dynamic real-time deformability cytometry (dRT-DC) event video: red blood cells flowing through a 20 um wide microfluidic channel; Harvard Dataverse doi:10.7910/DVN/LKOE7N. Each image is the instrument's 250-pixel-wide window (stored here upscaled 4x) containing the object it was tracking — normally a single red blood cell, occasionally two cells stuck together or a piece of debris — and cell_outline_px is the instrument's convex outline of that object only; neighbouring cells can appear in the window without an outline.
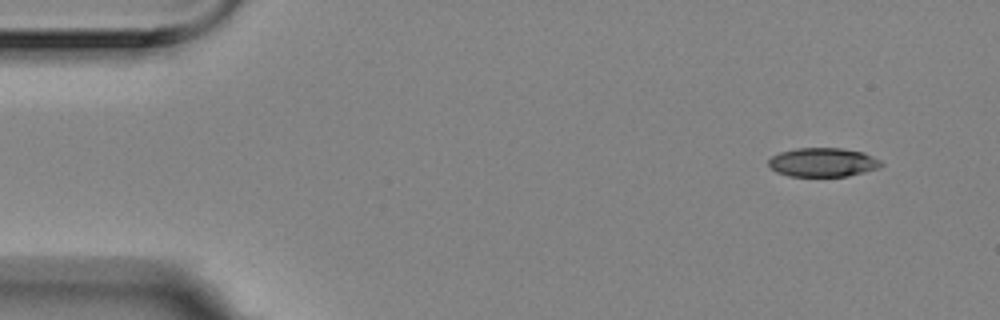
{"species": "Egyptian fruit bat (a non-hibernating species)", "species_latin": "Rousettus aegyptiacus", "temperature_condition": "room temperature", "stored_images_in_passage": 4, "camera_frame_rate_fps": 3000, "um_per_image_px": 0.085, "animal": {"sex": "female"}, "frame": {"image": 1, "passage_image": 1, "time_ms": 0.0, "image_size_px": [1000, 320], "cell_outline_px": [[884, 164], [880, 168], [848, 176], [788, 176], [776, 172], [768, 164], [768, 160], [772, 156], [780, 152], [796, 148], [840, 148], [864, 152], [880, 160]], "centroid_in_image_um": [69.96, 13.8], "position_along_channel_um": 15.0, "area_um2": 19.07}}
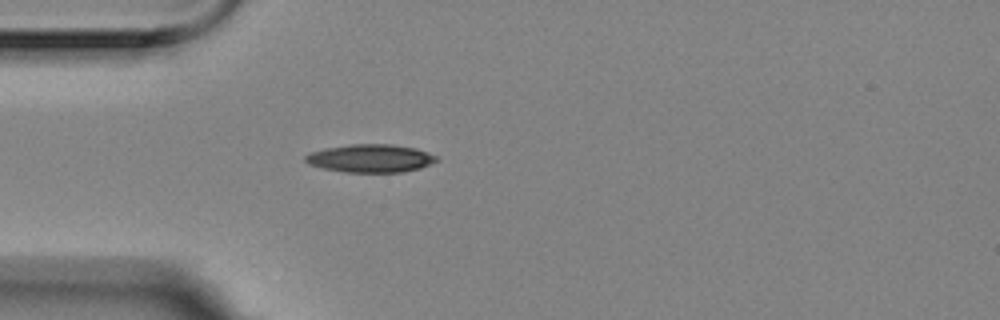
{"frame": {"image": 2, "passage_image": 4, "time_ms": 1.0, "image_size_px": [1000, 320], "cell_outline_px": [[440, 160], [420, 168], [404, 172], [344, 172], [324, 168], [308, 164], [304, 160], [304, 156], [312, 152], [324, 148], [352, 144], [392, 144], [416, 148], [428, 152], [436, 156]], "centroid_in_image_um": [31.51, 13.45], "position_along_channel_um": 53.5, "area_um2": 21.5}}